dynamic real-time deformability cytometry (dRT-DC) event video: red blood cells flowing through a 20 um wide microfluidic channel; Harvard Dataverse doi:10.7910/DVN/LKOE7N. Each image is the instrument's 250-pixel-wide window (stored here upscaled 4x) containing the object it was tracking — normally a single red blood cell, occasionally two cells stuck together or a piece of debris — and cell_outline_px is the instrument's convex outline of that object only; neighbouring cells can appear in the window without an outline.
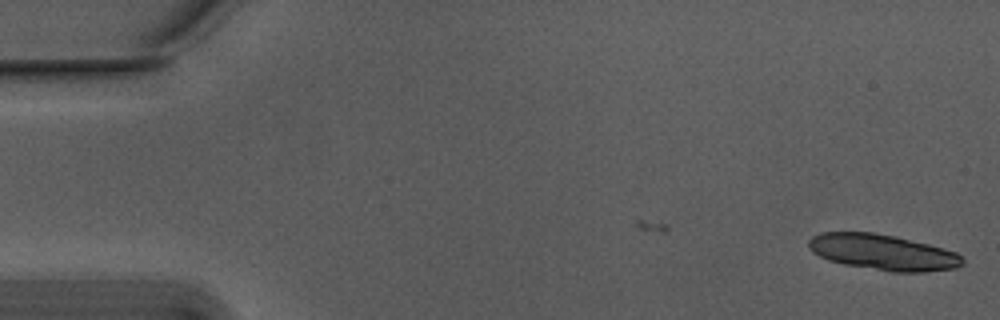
{"species": "Egyptian fruit bat (a non-hibernating species)", "species_latin": "Rousettus aegyptiacus", "temperature_condition": "warm", "stored_images_in_passage": 12, "camera_frame_rate_fps": 3000, "um_per_image_px": 0.085, "animal": {"sex": "male"}, "frame": {"image": 1, "passage_image": 1, "time_ms": 0.0, "image_size_px": [1000, 320], "cell_outline_px": [[964, 264], [956, 268], [924, 272], [892, 272], [844, 264], [828, 260], [812, 252], [808, 248], [808, 240], [812, 236], [820, 232], [872, 232], [896, 236], [944, 248], [956, 252], [964, 260]], "centroid_in_image_um": [75.04, 21.44], "position_along_channel_um": 10.0, "area_um2": 32.19}}